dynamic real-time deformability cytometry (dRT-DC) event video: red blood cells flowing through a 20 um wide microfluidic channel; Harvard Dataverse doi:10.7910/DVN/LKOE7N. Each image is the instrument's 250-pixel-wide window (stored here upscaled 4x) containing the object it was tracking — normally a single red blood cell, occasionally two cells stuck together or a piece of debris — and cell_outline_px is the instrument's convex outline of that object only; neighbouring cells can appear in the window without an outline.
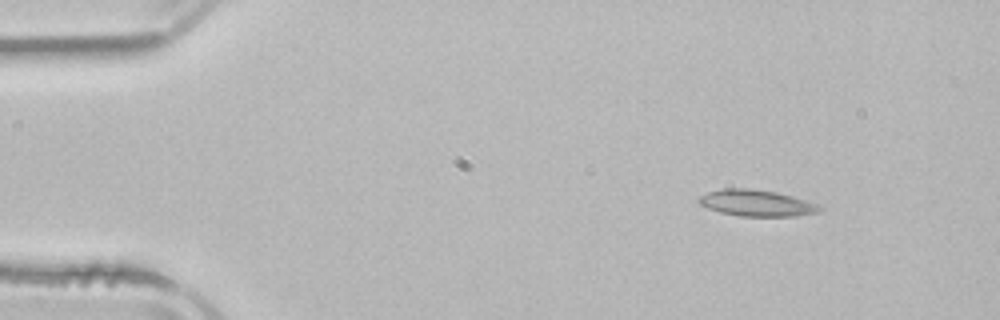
{"species": "common noctule bat (a hibernating species)", "species_latin": "Nyctalus noctula", "temperature_condition": "room temperature", "stored_images_in_passage": 3, "camera_frame_rate_fps": 3000, "um_per_image_px": 0.085, "animal": {"sex": "male", "body_mass_g": 21.5, "forearm_length_mm": 52.0}, "frame": {"image": 1, "passage_image": 1, "time_ms": 0.0, "image_size_px": [1000, 320], "cell_outline_px": [[824, 208], [820, 212], [796, 216], [740, 216], [720, 212], [708, 208], [700, 204], [696, 200], [700, 196], [708, 192], [724, 188], [748, 188], [776, 192], [792, 196], [816, 204]], "centroid_in_image_um": [64.3, 17.26], "position_along_channel_um": 20.7, "area_um2": 18.5}}